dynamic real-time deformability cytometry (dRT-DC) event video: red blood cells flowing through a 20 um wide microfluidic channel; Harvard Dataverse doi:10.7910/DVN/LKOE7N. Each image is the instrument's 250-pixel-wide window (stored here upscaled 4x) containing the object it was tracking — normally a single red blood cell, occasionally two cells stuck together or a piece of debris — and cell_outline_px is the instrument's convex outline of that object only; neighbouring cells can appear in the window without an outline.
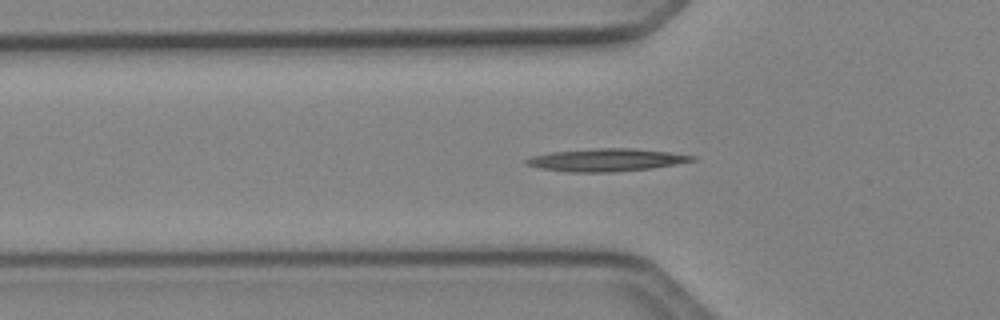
{"species": "Egyptian fruit bat (a non-hibernating species)", "species_latin": "Rousettus aegyptiacus", "temperature_condition": "cold", "stored_images_in_passage": 25, "camera_frame_rate_fps": 3000, "um_per_image_px": 0.085, "animal": {"sex": "female"}, "frame": {"image": 1, "passage_image": 2, "time_ms": 0.333, "image_size_px": [1000, 320], "cell_outline_px": [[696, 160], [652, 168], [612, 172], [568, 172], [540, 168], [524, 164], [524, 160], [532, 156], [552, 152], [596, 148], [632, 148], [668, 152], [696, 156]], "centroid_in_image_um": [51.51, 13.59], "position_along_channel_um": 74.3, "area_um2": 21.79}}
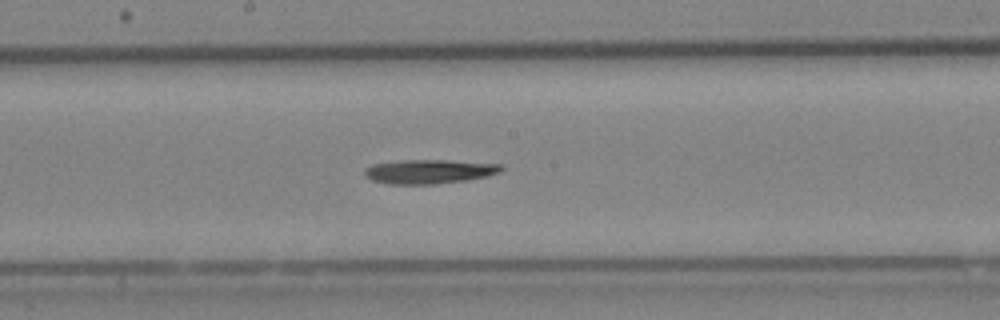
{"frame": {"image": 2, "passage_image": 12, "time_ms": 3.667, "image_size_px": [1000, 320], "cell_outline_px": [[504, 168], [500, 172], [488, 176], [464, 180], [436, 184], [388, 184], [372, 180], [364, 176], [364, 168], [372, 164], [400, 160], [448, 160], [504, 164]], "centroid_in_image_um": [36.48, 14.57], "position_along_channel_um": 211.7, "area_um2": 19.42}}
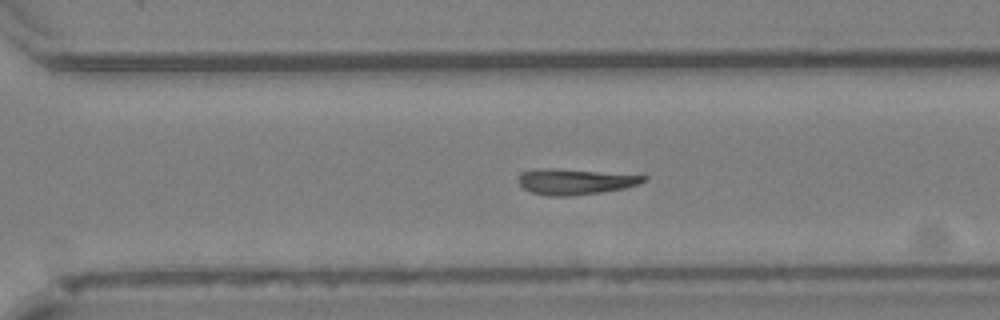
{"frame": {"image": 3, "passage_image": 20, "time_ms": 6.333, "image_size_px": [1000, 320], "cell_outline_px": [[648, 176], [644, 180], [636, 184], [624, 188], [600, 192], [572, 196], [548, 196], [532, 192], [524, 188], [520, 184], [520, 176], [524, 172], [536, 168], [552, 168]], "centroid_in_image_um": [48.84, 15.44], "position_along_channel_um": 321.8, "area_um2": 18.26}}